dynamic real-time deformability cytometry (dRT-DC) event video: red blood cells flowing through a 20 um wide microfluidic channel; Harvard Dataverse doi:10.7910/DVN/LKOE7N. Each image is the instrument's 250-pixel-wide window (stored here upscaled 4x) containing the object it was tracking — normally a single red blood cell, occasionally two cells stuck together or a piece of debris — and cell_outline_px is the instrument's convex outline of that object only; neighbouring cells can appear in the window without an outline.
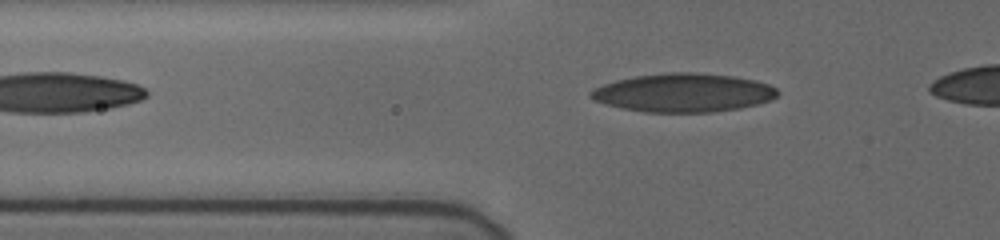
{"species": "human", "species_latin": "Homo sapiens", "temperature_condition": "cold", "stored_images_in_passage": 33, "camera_frame_rate_fps": 3000, "um_per_image_px": 0.085, "donor": {"sex": "female"}, "frame": {"image": 1, "passage_image": 2, "time_ms": 0.333, "image_size_px": [1000, 240], "cell_outline_px": [[776, 96], [768, 100], [756, 104], [740, 108], [712, 112], [644, 112], [620, 108], [604, 104], [588, 96], [588, 92], [604, 84], [616, 80], [636, 76], [668, 72], [692, 72], [732, 76], [752, 80], [768, 84], [776, 88]], "centroid_in_image_um": [58.03, 7.88], "position_along_channel_um": 67.8, "area_um2": 41.67}}
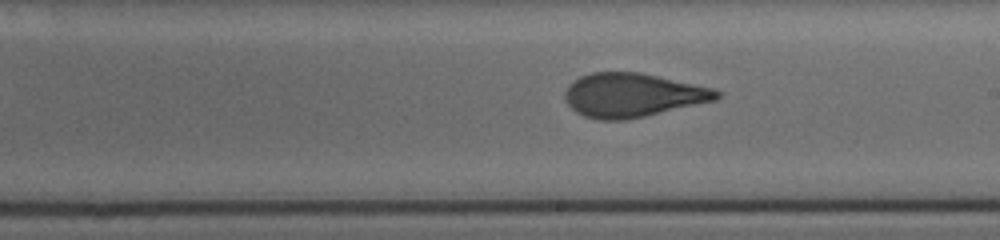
{"frame": {"image": 2, "passage_image": 16, "time_ms": 5.0, "image_size_px": [1000, 240], "cell_outline_px": [[720, 96], [716, 100], [628, 120], [600, 120], [584, 116], [576, 112], [564, 100], [564, 92], [568, 84], [572, 80], [580, 76], [592, 72], [640, 72], [712, 88], [720, 92]], "centroid_in_image_um": [53.72, 8.09], "position_along_channel_um": 235.3, "area_um2": 38.84}}
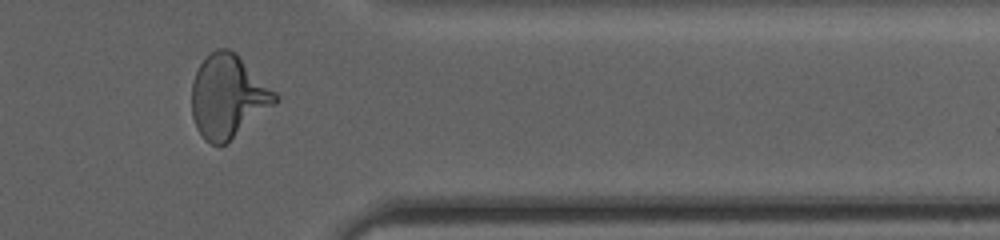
{"frame": {"image": 3, "passage_image": 29, "time_ms": 9.333, "image_size_px": [1000, 240], "cell_outline_px": [[280, 96], [276, 104], [224, 144], [212, 144], [204, 140], [196, 128], [192, 116], [192, 80], [200, 64], [216, 48], [228, 48], [236, 52]], "centroid_in_image_um": [19.38, 8.18], "position_along_channel_um": 392.0, "area_um2": 40.23}}